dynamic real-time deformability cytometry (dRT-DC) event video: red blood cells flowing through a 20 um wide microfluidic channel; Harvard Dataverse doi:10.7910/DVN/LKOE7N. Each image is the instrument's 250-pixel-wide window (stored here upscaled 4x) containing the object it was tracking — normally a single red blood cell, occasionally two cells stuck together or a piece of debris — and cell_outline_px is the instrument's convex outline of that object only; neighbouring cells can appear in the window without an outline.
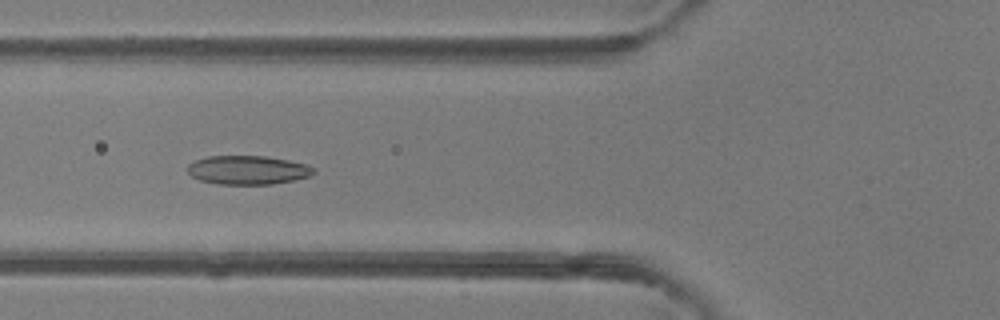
{"species": "common noctule bat (a hibernating species)", "species_latin": "Nyctalus noctula", "temperature_condition": "room temperature", "stored_images_in_passage": 47, "camera_frame_rate_fps": 3000, "um_per_image_px": 0.085, "animal": {"sex": "female"}, "frame": {"image": 1, "passage_image": 17, "time_ms": 5.333, "image_size_px": [1000, 320], "cell_outline_px": [[316, 172], [308, 176], [296, 180], [272, 184], [220, 184], [200, 180], [192, 176], [188, 172], [188, 164], [196, 160], [208, 156], [264, 156], [288, 160], [304, 164], [316, 168]], "centroid_in_image_um": [21.08, 14.45], "position_along_channel_um": 104.7, "area_um2": 21.1}}
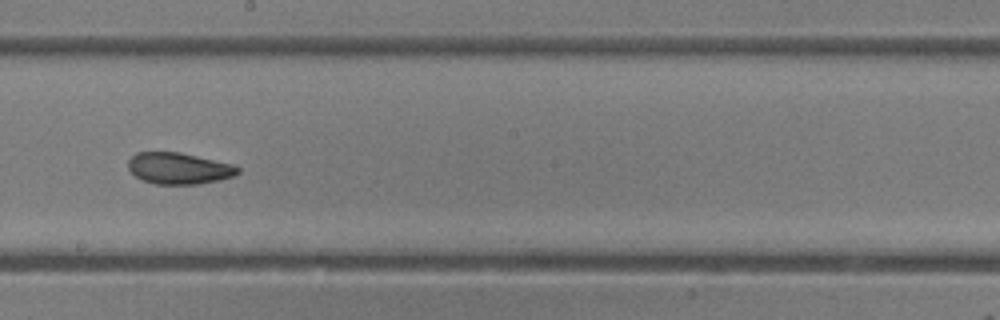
{"frame": {"image": 2, "passage_image": 26, "time_ms": 8.333, "image_size_px": [1000, 320], "cell_outline_px": [[240, 172], [232, 176], [220, 180], [200, 184], [156, 184], [144, 180], [136, 176], [128, 168], [128, 160], [136, 152], [180, 152], [232, 164], [240, 168]], "centroid_in_image_um": [15.21, 14.31], "position_along_channel_um": 233.0, "area_um2": 20.0}}
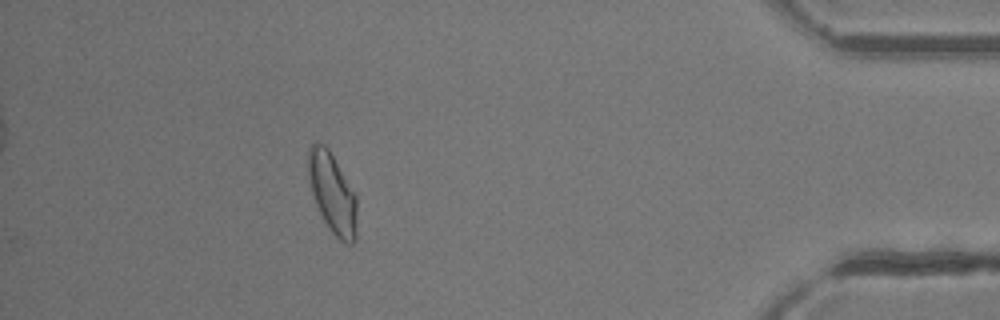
{"frame": {"image": 3, "passage_image": 42, "time_ms": 13.667, "image_size_px": [1000, 320], "cell_outline_px": [[356, 240], [352, 244], [348, 244], [340, 240], [332, 232], [324, 220], [316, 204], [308, 180], [308, 148], [312, 144], [324, 144], [328, 148], [356, 192]], "centroid_in_image_um": [28.27, 16.41], "position_along_channel_um": 406.9, "area_um2": 22.77}, "authors_computed_cell_mechanics": {"area_um2": 21.7328, "velocity_mm_per_s": 4.2741, "shape_relaxation_time_tau1_ms": 4.5664, "shape_relaxation_time_tau2_ms": 2.4927, "deformation_change_tau1": 0.1289, "deformation_change_tau2": 0.0815}}